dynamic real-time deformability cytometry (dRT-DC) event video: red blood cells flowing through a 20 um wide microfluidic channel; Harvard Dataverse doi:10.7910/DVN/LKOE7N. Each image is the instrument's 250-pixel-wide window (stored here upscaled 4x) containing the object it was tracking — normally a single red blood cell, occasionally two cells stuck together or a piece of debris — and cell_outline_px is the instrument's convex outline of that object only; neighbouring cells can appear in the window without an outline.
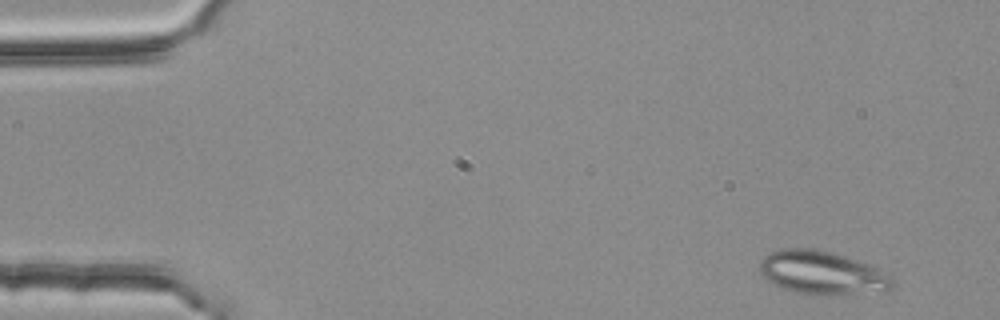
{"species": "common noctule bat (a hibernating species)", "species_latin": "Nyctalus noctula", "temperature_condition": "room temperature", "stored_images_in_passage": 4, "camera_frame_rate_fps": 3000, "um_per_image_px": 0.085, "animal": {"sex": "female", "body_mass_g": 25.1}, "frame": {"image": 1, "passage_image": 1, "time_ms": 0.0, "image_size_px": [1000, 320], "cell_outline_px": [[896, 284], [888, 292], [816, 296], [796, 292], [772, 284], [760, 272], [760, 260], [764, 256], [772, 252], [784, 248], [816, 248], [856, 260], [876, 268], [892, 276], [896, 280]], "centroid_in_image_um": [69.93, 23.22], "position_along_channel_um": 15.1, "area_um2": 33.93}}